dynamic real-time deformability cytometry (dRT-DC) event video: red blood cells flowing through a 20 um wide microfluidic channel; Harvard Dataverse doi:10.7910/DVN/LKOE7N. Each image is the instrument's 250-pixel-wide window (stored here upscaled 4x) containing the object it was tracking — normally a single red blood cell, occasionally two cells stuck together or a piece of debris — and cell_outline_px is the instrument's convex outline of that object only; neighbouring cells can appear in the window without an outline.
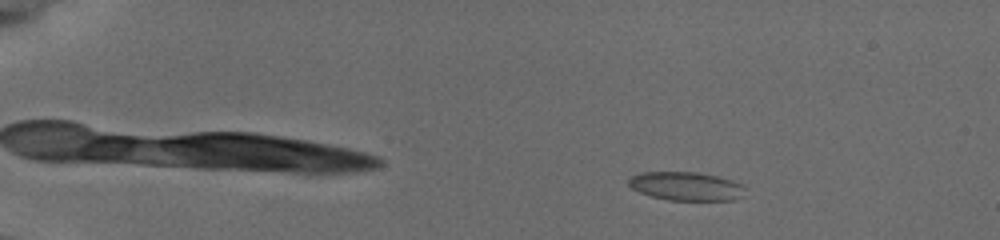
{"species": "common noctule bat (a hibernating species)", "species_latin": "Nyctalus noctula", "temperature_condition": "cold", "stored_images_in_passage": 56, "camera_frame_rate_fps": 3000, "um_per_image_px": 0.085, "animal": {"sex": "female", "body_mass_g": 19.5, "forearm_length_mm": 54.1}, "frame": {"image": 1, "passage_image": 10, "time_ms": 3.0, "image_size_px": [1000, 240], "cell_outline_px": [[748, 188], [736, 200], [668, 200], [652, 196], [640, 192], [632, 188], [628, 184], [628, 180], [632, 176], [644, 172], [696, 172], [716, 176], [732, 180]], "centroid_in_image_um": [58.34, 15.83], "position_along_channel_um": 26.7, "area_um2": 19.31}}
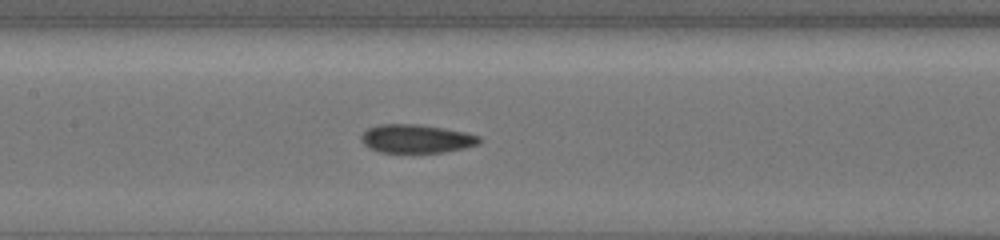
{"frame": {"image": 2, "passage_image": 30, "time_ms": 9.667, "image_size_px": [1000, 240], "cell_outline_px": [[484, 140], [480, 144], [464, 148], [444, 152], [380, 152], [368, 148], [360, 140], [360, 136], [368, 128], [380, 124], [416, 124], [444, 128], [464, 132], [480, 136]], "centroid_in_image_um": [35.4, 11.79], "position_along_channel_um": 172.0, "area_um2": 19.71}}
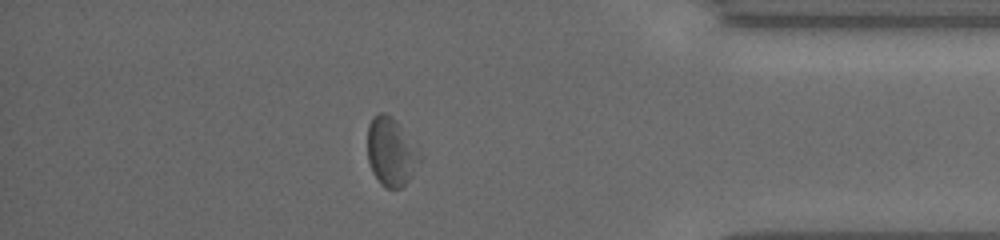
{"frame": {"image": 3, "passage_image": 50, "time_ms": 16.333, "image_size_px": [1000, 240], "cell_outline_px": [[424, 156], [412, 176], [400, 188], [388, 188], [380, 184], [372, 172], [368, 160], [368, 124], [372, 116], [380, 112], [384, 112], [392, 116], [396, 120], [420, 148]], "centroid_in_image_um": [33.28, 12.88], "position_along_channel_um": 401.9, "area_um2": 21.39}, "authors_computed_cell_mechanics": {"area_um2": 19.7098, "velocity_mm_per_s": 3.7848, "shape_relaxation_time_tau1_ms": null, "shape_relaxation_time_tau2_ms": 4.1055, "deformation_change_tau1": null, "deformation_change_tau2": 0.1029}}